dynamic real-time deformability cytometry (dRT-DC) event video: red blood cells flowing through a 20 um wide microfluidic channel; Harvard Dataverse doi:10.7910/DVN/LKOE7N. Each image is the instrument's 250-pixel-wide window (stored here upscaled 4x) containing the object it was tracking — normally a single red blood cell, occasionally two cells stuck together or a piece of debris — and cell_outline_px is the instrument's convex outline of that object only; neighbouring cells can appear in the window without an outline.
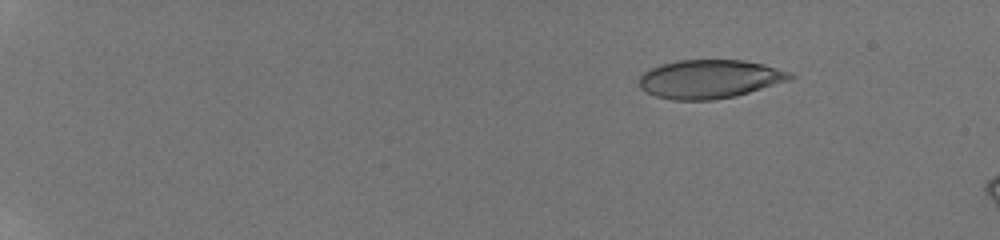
{"species": "human", "species_latin": "Homo sapiens", "temperature_condition": "room temperature", "stored_images_in_passage": 11, "camera_frame_rate_fps": 3000, "um_per_image_px": 0.085, "donor": {"sex": "male"}, "frame": {"image": 1, "passage_image": 4, "time_ms": 2.667, "image_size_px": [1000, 240], "cell_outline_px": [[796, 76], [788, 80], [736, 96], [712, 100], [672, 100], [656, 96], [644, 92], [640, 88], [640, 76], [644, 72], [660, 64], [676, 60], [744, 60], [764, 64], [792, 72]], "centroid_in_image_um": [60.31, 6.71], "position_along_channel_um": 24.7, "area_um2": 34.04}}
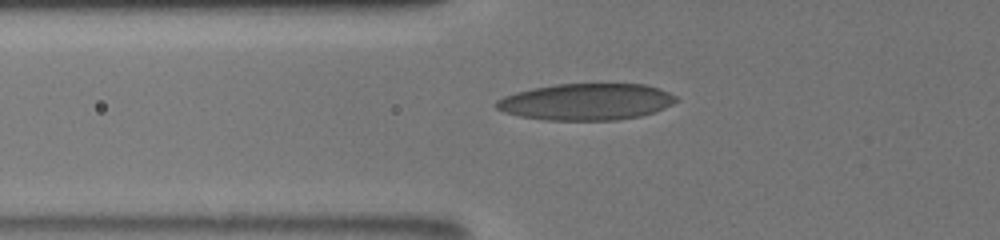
{"frame": {"image": 2, "passage_image": 10, "time_ms": 7.667, "image_size_px": [1000, 240], "cell_outline_px": [[680, 100], [656, 112], [640, 116], [616, 120], [548, 120], [520, 116], [504, 112], [496, 108], [492, 104], [496, 100], [504, 96], [516, 92], [556, 84], [644, 84], [660, 88], [676, 96]], "centroid_in_image_um": [49.85, 8.65], "position_along_channel_um": 75.9, "area_um2": 38.44}}